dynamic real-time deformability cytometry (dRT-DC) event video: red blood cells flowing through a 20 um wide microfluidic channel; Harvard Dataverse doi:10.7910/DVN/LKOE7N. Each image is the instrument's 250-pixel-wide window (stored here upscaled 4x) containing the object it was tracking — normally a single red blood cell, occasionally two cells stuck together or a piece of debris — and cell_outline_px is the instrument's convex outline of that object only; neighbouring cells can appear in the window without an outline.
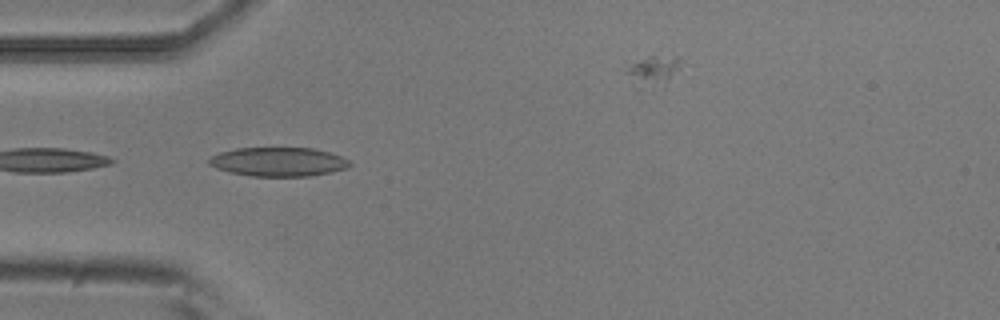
{"species": "common noctule bat (a hibernating species)", "species_latin": "Nyctalus noctula", "temperature_condition": "room temperature", "stored_images_in_passage": 6, "segment_of_instrument_passage": [1, 2], "camera_frame_rate_fps": 3000, "um_per_image_px": 0.085, "animal": {"sex": "male", "body_mass_g": 20.5, "forearm_length_mm": 52.5}, "frame": {"image": 1, "passage_image": 4, "time_ms": 1.0, "image_size_px": [1000, 320], "cell_outline_px": [[352, 164], [348, 168], [332, 172], [308, 176], [252, 176], [228, 172], [216, 168], [208, 164], [208, 160], [212, 156], [220, 152], [236, 148], [316, 148], [340, 156], [348, 160]], "centroid_in_image_um": [23.66, 13.75], "position_along_channel_um": 61.3, "area_um2": 23.81}}